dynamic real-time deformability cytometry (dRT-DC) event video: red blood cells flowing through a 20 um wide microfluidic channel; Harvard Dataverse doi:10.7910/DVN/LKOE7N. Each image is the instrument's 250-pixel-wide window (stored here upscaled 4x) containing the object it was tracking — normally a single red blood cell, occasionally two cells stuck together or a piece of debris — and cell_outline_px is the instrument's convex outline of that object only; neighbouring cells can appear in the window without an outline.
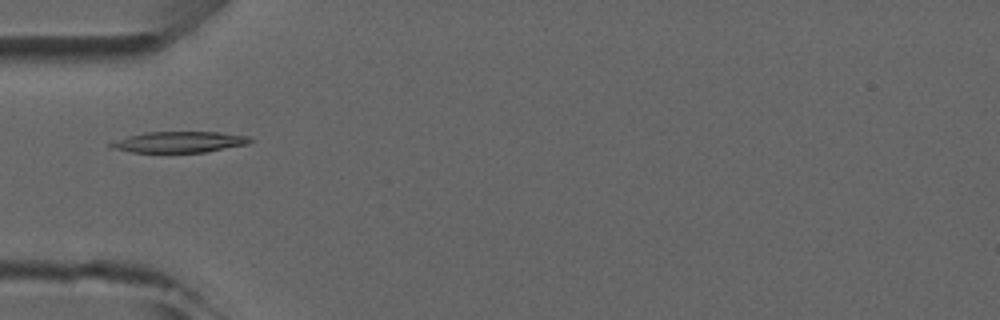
{"species": "common noctule bat (a hibernating species)", "species_latin": "Nyctalus noctula", "temperature_condition": "room temperature", "stored_images_in_passage": 1, "camera_frame_rate_fps": 3000, "um_per_image_px": 0.085, "animal": {"sex": "male", "forearm_length_mm": 52.5}, "frame": {"image": 1, "passage_image": 1, "time_ms": 0.0, "image_size_px": [1000, 320], "cell_outline_px": [[252, 140], [248, 144], [204, 152], [132, 152], [108, 148], [108, 144], [128, 136], [144, 132], [220, 132], [248, 136]], "centroid_in_image_um": [15.21, 12.07], "position_along_channel_um": 69.8, "area_um2": 16.94}}